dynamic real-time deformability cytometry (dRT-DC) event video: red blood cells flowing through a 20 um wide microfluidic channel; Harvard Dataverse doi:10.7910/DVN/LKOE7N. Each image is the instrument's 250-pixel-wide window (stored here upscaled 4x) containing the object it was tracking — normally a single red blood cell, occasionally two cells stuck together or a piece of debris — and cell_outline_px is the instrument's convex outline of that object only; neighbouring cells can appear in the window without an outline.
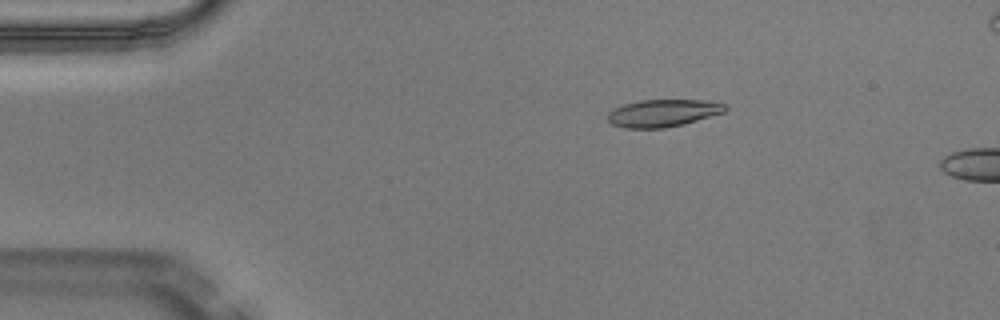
{"species": "Egyptian fruit bat (a non-hibernating species)", "species_latin": "Rousettus aegyptiacus", "temperature_condition": "warm", "stored_images_in_passage": 3, "camera_frame_rate_fps": 3000, "um_per_image_px": 0.085, "animal": {"sex": "male"}, "frame": {"image": 1, "passage_image": 2, "time_ms": 0.333, "image_size_px": [1000, 320], "cell_outline_px": [[728, 108], [724, 112], [684, 124], [664, 128], [624, 128], [612, 124], [608, 120], [608, 112], [624, 104], [640, 100], [716, 100], [728, 104]], "centroid_in_image_um": [56.42, 9.6], "position_along_channel_um": 28.6, "area_um2": 18.9}}